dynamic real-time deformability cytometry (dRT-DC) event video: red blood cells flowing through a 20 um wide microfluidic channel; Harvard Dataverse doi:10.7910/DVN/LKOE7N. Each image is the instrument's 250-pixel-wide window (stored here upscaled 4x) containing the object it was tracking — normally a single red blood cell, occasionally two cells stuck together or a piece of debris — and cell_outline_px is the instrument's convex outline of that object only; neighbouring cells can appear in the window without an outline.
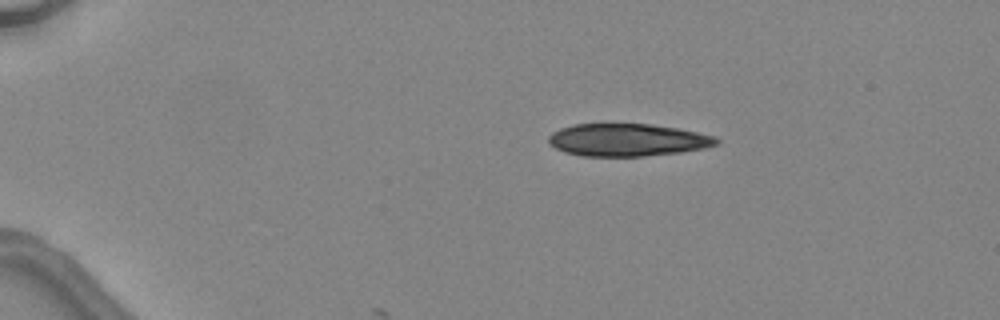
{"species": "common noctule bat (a hibernating species)", "species_latin": "Nyctalus noctula", "temperature_condition": "warm", "stored_images_in_passage": 5, "camera_frame_rate_fps": 3000, "um_per_image_px": 0.085, "animal": {"sex": "female", "body_mass_g": 24.6, "forearm_length_mm": 56.2}, "frame": {"image": 1, "passage_image": 2, "time_ms": 1.667, "image_size_px": [1000, 320], "cell_outline_px": [[720, 144], [704, 148], [680, 152], [644, 156], [584, 156], [564, 152], [548, 144], [548, 136], [552, 132], [560, 128], [572, 124], [604, 120], [652, 124], [676, 128], [716, 136], [720, 140]], "centroid_in_image_um": [53.27, 11.84], "position_along_channel_um": 31.7, "area_um2": 33.12}}